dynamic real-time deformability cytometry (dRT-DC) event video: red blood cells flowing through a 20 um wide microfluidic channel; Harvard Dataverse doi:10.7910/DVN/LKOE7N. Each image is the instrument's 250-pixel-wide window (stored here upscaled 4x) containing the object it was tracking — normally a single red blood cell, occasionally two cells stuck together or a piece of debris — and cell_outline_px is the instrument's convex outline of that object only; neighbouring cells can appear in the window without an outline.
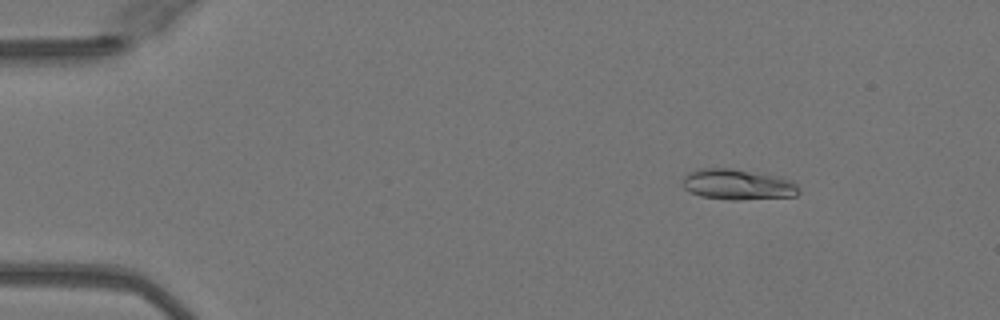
{"species": "Egyptian fruit bat (a non-hibernating species)", "species_latin": "Rousettus aegyptiacus", "temperature_condition": "warm", "stored_images_in_passage": 50, "camera_frame_rate_fps": 3000, "um_per_image_px": 0.085, "animal": {"sex": "female"}, "frame": {"image": 1, "passage_image": 7, "time_ms": 2.0, "image_size_px": [1000, 320], "cell_outline_px": [[800, 192], [796, 196], [736, 200], [732, 200], [700, 196], [684, 188], [684, 176], [688, 172], [696, 168], [728, 168], [780, 176], [792, 180], [800, 188]], "centroid_in_image_um": [62.74, 15.67], "position_along_channel_um": 22.3, "area_um2": 20.81}}
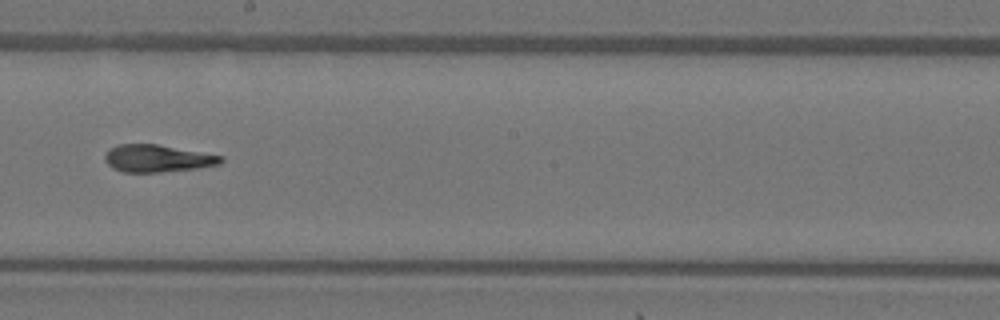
{"frame": {"image": 2, "passage_image": 29, "time_ms": 9.333, "image_size_px": [1000, 320], "cell_outline_px": [[224, 160], [220, 164], [196, 168], [160, 172], [124, 172], [112, 168], [104, 160], [104, 156], [108, 148], [120, 144], [156, 144], [224, 156]], "centroid_in_image_um": [13.35, 13.46], "position_along_channel_um": 234.8, "area_um2": 18.44}}
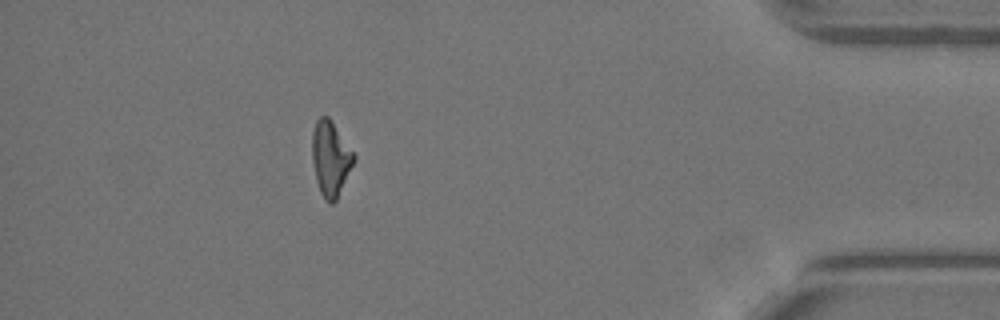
{"frame": {"image": 3, "passage_image": 45, "time_ms": 14.667, "image_size_px": [1000, 320], "cell_outline_px": [[356, 156], [336, 200], [332, 204], [328, 204], [324, 200], [320, 192], [316, 180], [312, 160], [312, 132], [316, 120], [320, 116], [328, 116]], "centroid_in_image_um": [28.07, 13.48], "position_along_channel_um": 407.1, "area_um2": 17.98}, "authors_computed_cell_mechanics": {"area_um2": 18.8139, "velocity_mm_per_s": 4.0995, "shape_relaxation_time_tau1_ms": 9.6552, "shape_relaxation_time_tau2_ms": 3.1507, "deformation_change_tau1": 0.3041, "deformation_change_tau2": 0.1175}}